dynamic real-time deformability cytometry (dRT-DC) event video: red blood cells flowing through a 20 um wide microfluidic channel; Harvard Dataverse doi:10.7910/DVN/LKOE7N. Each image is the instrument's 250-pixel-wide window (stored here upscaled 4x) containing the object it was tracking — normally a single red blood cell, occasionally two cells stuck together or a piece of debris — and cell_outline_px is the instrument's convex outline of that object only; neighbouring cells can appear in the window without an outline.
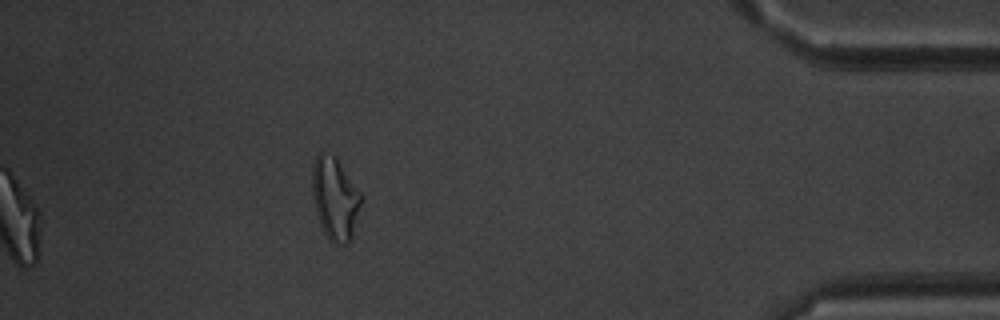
{"species": "common noctule bat (a hibernating species)", "species_latin": "Nyctalus noctula", "temperature_condition": "warm", "stored_images_in_passage": 32, "segment_of_instrument_passage": [2, 2], "camera_frame_rate_fps": 3000, "um_per_image_px": 0.085, "animal": {"sex": "male", "body_mass_g": 20.1, "forearm_length_mm": 53.5}, "frame": {"image": 1, "passage_image": 32, "time_ms": 10.333, "image_size_px": [1000, 320], "cell_outline_px": [[364, 200], [352, 236], [348, 244], [332, 244], [328, 240], [320, 224], [316, 212], [312, 192], [312, 164], [316, 152], [320, 152], [336, 156], [360, 192]], "centroid_in_image_um": [28.48, 16.88], "position_along_channel_um": 406.7, "area_um2": 23.99}}